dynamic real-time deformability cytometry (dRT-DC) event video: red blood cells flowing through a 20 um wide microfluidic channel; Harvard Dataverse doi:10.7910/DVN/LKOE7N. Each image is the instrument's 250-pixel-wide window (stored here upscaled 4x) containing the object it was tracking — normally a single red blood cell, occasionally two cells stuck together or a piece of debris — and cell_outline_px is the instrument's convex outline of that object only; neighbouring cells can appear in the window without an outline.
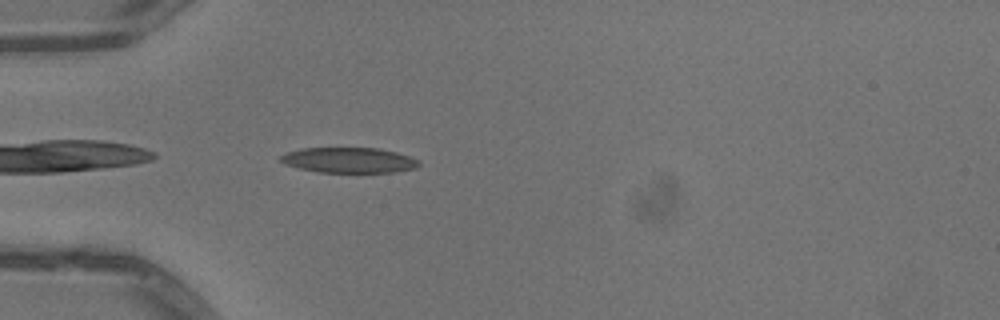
{"species": "common noctule bat (a hibernating species)", "species_latin": "Nyctalus noctula", "temperature_condition": "warm", "stored_images_in_passage": 36, "camera_frame_rate_fps": 3000, "um_per_image_px": 0.085, "animal": {"sex": "male", "body_mass_g": 13.3}, "frame": {"image": 1, "passage_image": 1, "time_ms": 0.0, "image_size_px": [1000, 320], "cell_outline_px": [[420, 164], [416, 168], [396, 172], [316, 172], [284, 164], [280, 160], [280, 156], [288, 152], [300, 148], [380, 148], [396, 152], [420, 160]], "centroid_in_image_um": [29.68, 13.61], "position_along_channel_um": 55.3, "area_um2": 20.46}}
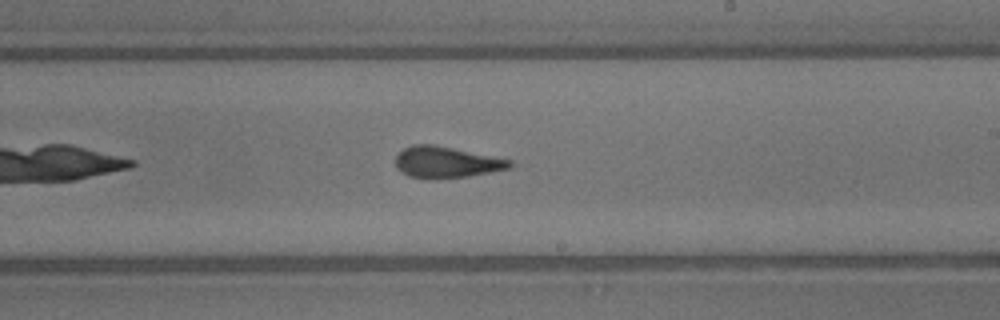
{"frame": {"image": 2, "passage_image": 16, "time_ms": 5.0, "image_size_px": [1000, 320], "cell_outline_px": [[516, 164], [512, 168], [468, 176], [428, 180], [408, 176], [400, 172], [396, 168], [396, 156], [404, 148], [412, 144], [432, 144], [512, 160]], "centroid_in_image_um": [37.93, 13.81], "position_along_channel_um": 251.1, "area_um2": 21.04}}
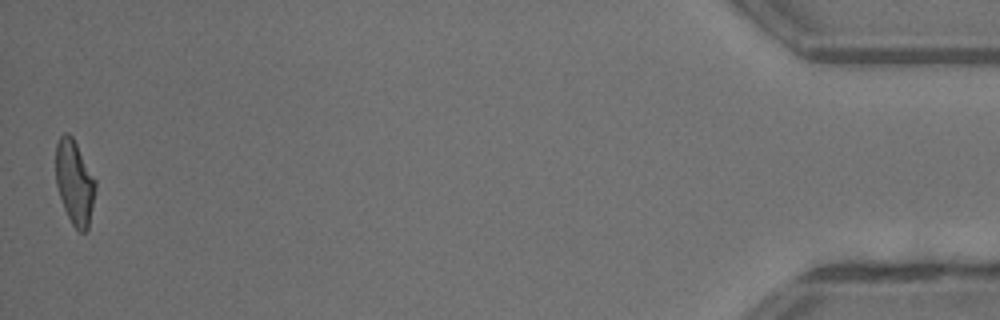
{"frame": {"image": 3, "passage_image": 36, "time_ms": 11.667, "image_size_px": [1000, 320], "cell_outline_px": [[96, 184], [92, 208], [88, 228], [84, 232], [80, 232], [72, 224], [64, 208], [56, 184], [56, 144], [60, 136], [64, 132], [68, 132], [72, 136], [96, 180]], "centroid_in_image_um": [6.33, 15.48], "position_along_channel_um": 428.9, "area_um2": 19.31}, "authors_computed_cell_mechanics": {"area_um2": 20.8947, "velocity_mm_per_s": 4.0755, "shape_relaxation_time_tau1_ms": 9.4514, "shape_relaxation_time_tau2_ms": 2.0084, "deformation_change_tau1": 0.2314, "deformation_change_tau2": 0.1055}}